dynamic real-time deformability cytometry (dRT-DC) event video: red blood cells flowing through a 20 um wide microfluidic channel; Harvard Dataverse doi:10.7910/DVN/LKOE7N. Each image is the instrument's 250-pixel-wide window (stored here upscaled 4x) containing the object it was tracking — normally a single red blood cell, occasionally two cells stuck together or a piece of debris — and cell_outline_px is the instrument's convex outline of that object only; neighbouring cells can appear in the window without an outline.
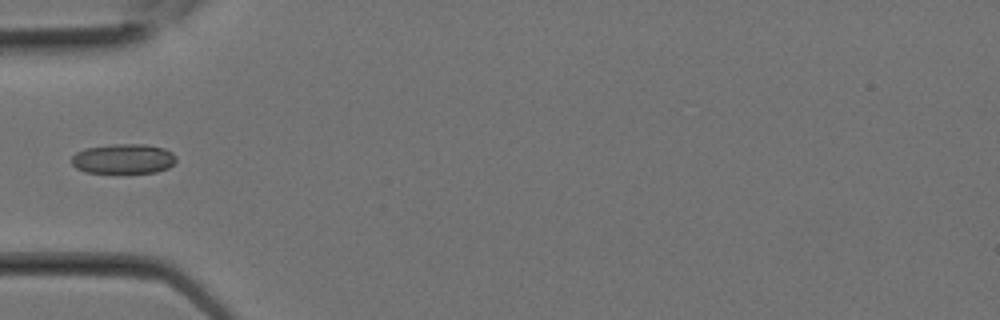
{"species": "Egyptian fruit bat (a non-hibernating species)", "species_latin": "Rousettus aegyptiacus", "temperature_condition": "room temperature", "stored_images_in_passage": 2, "camera_frame_rate_fps": 3000, "um_per_image_px": 0.085, "animal": {"sex": "female"}, "frame": {"image": 1, "passage_image": 2, "time_ms": 0.333, "image_size_px": [1000, 320], "cell_outline_px": [[176, 160], [168, 168], [156, 172], [84, 172], [76, 168], [72, 164], [72, 156], [76, 152], [84, 148], [112, 144], [144, 144], [164, 148], [172, 152], [176, 156]], "centroid_in_image_um": [10.48, 13.48], "position_along_channel_um": 74.5, "area_um2": 18.15}}